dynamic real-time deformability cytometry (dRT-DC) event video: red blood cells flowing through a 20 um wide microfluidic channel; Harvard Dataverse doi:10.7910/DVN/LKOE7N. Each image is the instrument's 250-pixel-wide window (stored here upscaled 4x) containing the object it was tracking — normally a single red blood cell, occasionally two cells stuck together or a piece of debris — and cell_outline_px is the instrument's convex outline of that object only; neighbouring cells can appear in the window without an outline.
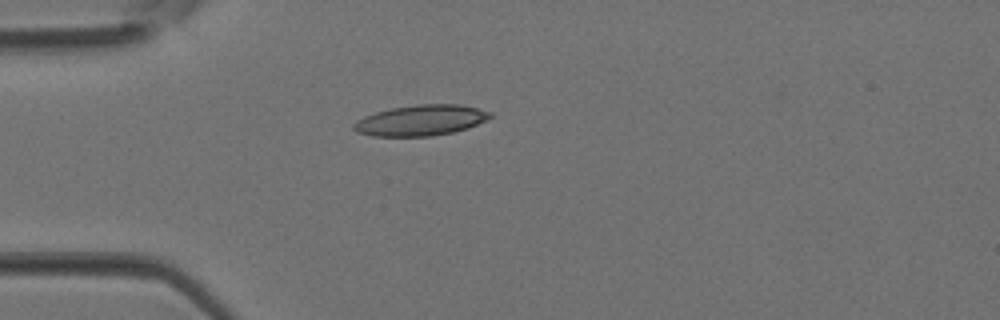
{"species": "Egyptian fruit bat (a non-hibernating species)", "species_latin": "Rousettus aegyptiacus", "temperature_condition": "room temperature", "stored_images_in_passage": 4, "camera_frame_rate_fps": 3000, "um_per_image_px": 0.085, "animal": {"sex": "female"}, "frame": {"image": 1, "passage_image": 4, "time_ms": 1.0, "image_size_px": [1000, 320], "cell_outline_px": [[492, 116], [468, 128], [452, 132], [432, 136], [372, 136], [356, 132], [352, 128], [352, 124], [356, 120], [364, 116], [376, 112], [392, 108], [420, 104], [460, 104], [492, 112]], "centroid_in_image_um": [35.73, 10.23], "position_along_channel_um": 49.3, "area_um2": 24.33}}